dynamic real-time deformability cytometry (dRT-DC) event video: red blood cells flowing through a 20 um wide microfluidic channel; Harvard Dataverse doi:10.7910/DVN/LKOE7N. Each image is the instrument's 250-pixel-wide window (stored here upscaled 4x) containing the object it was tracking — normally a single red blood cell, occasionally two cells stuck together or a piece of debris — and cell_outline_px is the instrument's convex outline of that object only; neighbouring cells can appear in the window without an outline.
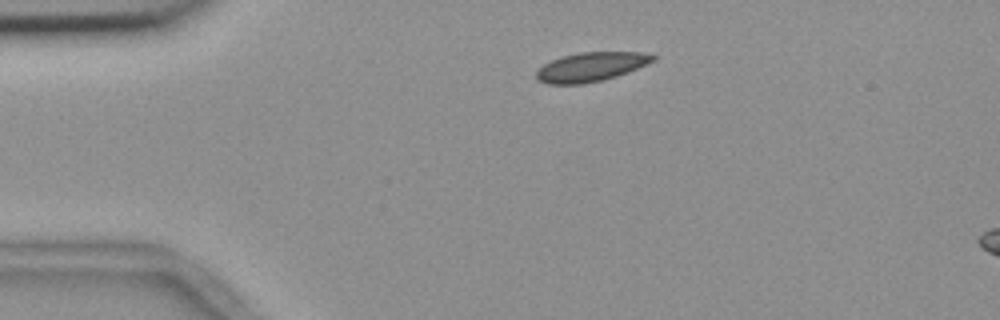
{"species": "common noctule bat (a hibernating species)", "species_latin": "Nyctalus noctula", "temperature_condition": "room temperature", "stored_images_in_passage": 45, "camera_frame_rate_fps": 3000, "um_per_image_px": 0.085, "animal": {"sex": "female", "body_mass_g": 18.4}, "frame": {"image": 1, "passage_image": 1, "time_ms": 0.0, "image_size_px": [1000, 320], "cell_outline_px": [[656, 60], [628, 72], [604, 80], [584, 84], [548, 84], [536, 80], [536, 72], [544, 64], [560, 56], [580, 52], [640, 52], [656, 56]], "centroid_in_image_um": [50.21, 5.69], "position_along_channel_um": 34.8, "area_um2": 19.88}}
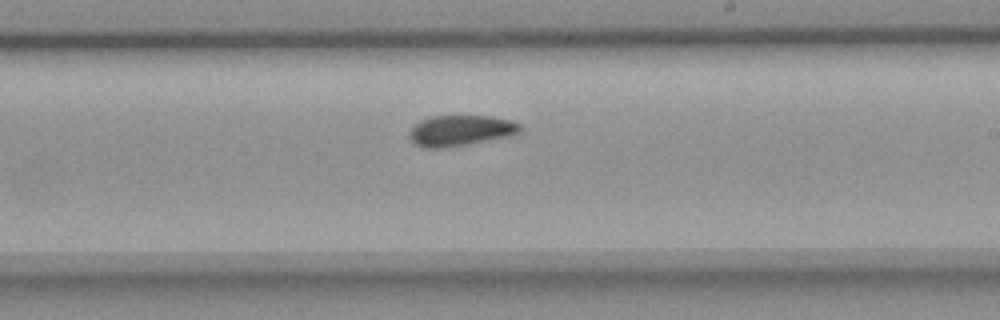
{"frame": {"image": 2, "passage_image": 22, "time_ms": 7.0, "image_size_px": [1000, 320], "cell_outline_px": [[524, 128], [520, 132], [512, 136], [444, 148], [424, 148], [412, 144], [408, 136], [408, 132], [420, 120], [432, 116], [492, 116], [512, 120], [520, 124]], "centroid_in_image_um": [39.15, 11.1], "position_along_channel_um": 249.8, "area_um2": 20.17}}
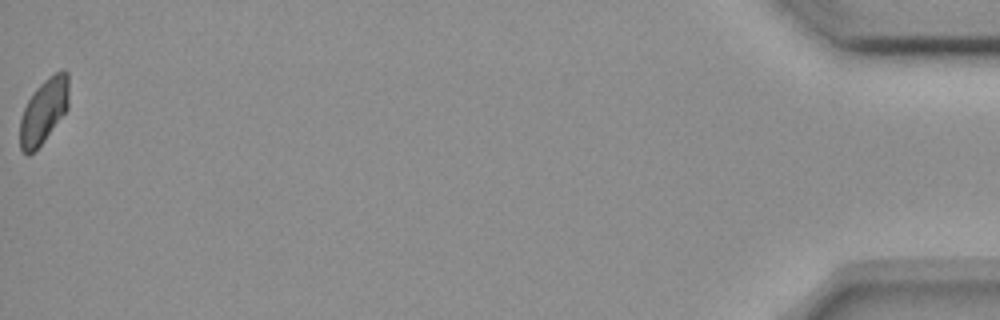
{"frame": {"image": 3, "passage_image": 45, "time_ms": 14.667, "image_size_px": [1000, 320], "cell_outline_px": [[68, 108], [44, 140], [28, 156], [20, 148], [20, 120], [24, 108], [28, 100], [36, 88], [48, 76], [60, 68], [64, 68], [68, 72]], "centroid_in_image_um": [3.73, 9.38], "position_along_channel_um": 431.5, "area_um2": 18.32}, "authors_computed_cell_mechanics": {"area_um2": 19.9988, "velocity_mm_per_s": 3.6573, "shape_relaxation_time_tau1_ms": 8.7854, "shape_relaxation_time_tau2_ms": null, "deformation_change_tau1": 0.1155, "deformation_change_tau2": null}}